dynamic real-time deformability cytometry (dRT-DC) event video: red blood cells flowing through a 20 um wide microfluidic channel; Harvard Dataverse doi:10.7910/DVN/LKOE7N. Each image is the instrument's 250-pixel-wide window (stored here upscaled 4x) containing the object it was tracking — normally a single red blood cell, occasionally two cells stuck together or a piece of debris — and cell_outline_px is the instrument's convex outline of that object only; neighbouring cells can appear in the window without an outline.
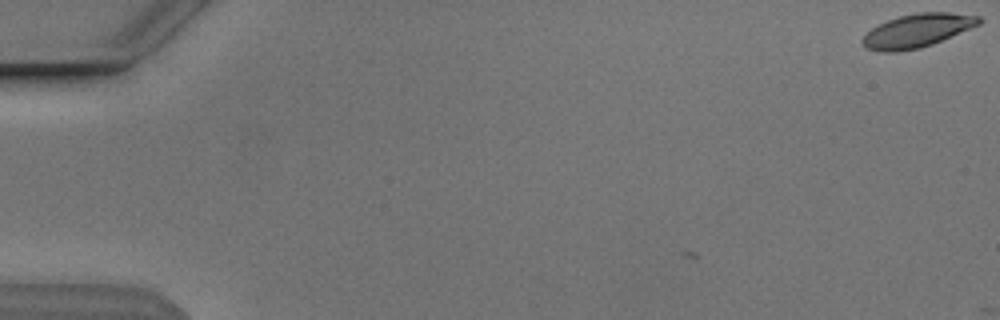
{"species": "Egyptian fruit bat (a non-hibernating species)", "species_latin": "Rousettus aegyptiacus", "temperature_condition": "cold", "stored_images_in_passage": 4, "camera_frame_rate_fps": 3000, "um_per_image_px": 0.085, "animal": {"sex": "male"}, "frame": {"image": 1, "passage_image": 1, "time_ms": 0.0, "image_size_px": [1000, 320], "cell_outline_px": [[984, 20], [980, 24], [932, 44], [920, 48], [896, 52], [880, 52], [868, 48], [860, 40], [876, 24], [900, 16], [916, 12], [948, 12], [980, 16]], "centroid_in_image_um": [77.97, 2.59], "position_along_channel_um": 7.0, "area_um2": 22.66}}